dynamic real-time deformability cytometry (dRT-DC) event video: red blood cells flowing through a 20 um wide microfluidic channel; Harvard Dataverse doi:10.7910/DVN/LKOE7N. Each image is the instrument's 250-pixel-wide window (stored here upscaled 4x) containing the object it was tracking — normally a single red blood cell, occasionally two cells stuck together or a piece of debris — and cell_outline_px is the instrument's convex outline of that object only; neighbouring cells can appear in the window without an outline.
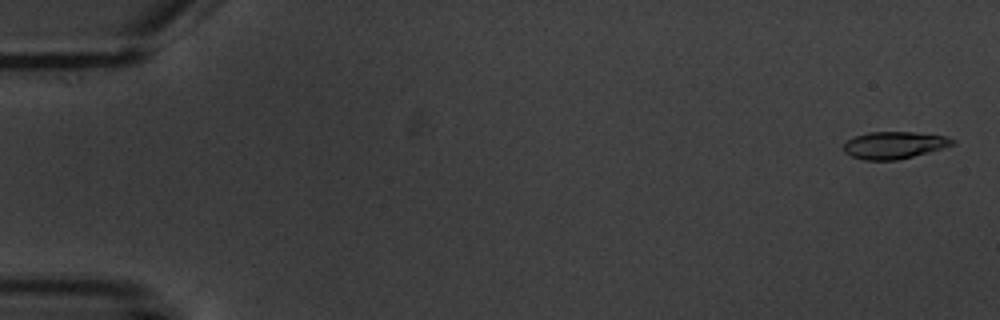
{"species": "common noctule bat (a hibernating species)", "species_latin": "Nyctalus noctula", "temperature_condition": "warm", "stored_images_in_passage": 9, "camera_frame_rate_fps": 3000, "um_per_image_px": 0.085, "animal": {"sex": "male", "body_mass_g": 20.1, "forearm_length_mm": 53.5}, "frame": {"image": 1, "passage_image": 1, "time_ms": 0.0, "image_size_px": [1000, 320], "cell_outline_px": [[956, 144], [928, 152], [896, 160], [864, 160], [852, 156], [844, 152], [844, 144], [848, 140], [856, 136], [868, 132], [912, 132], [948, 136], [956, 140]], "centroid_in_image_um": [76.04, 12.33], "position_along_channel_um": 9.0, "area_um2": 17.11}}
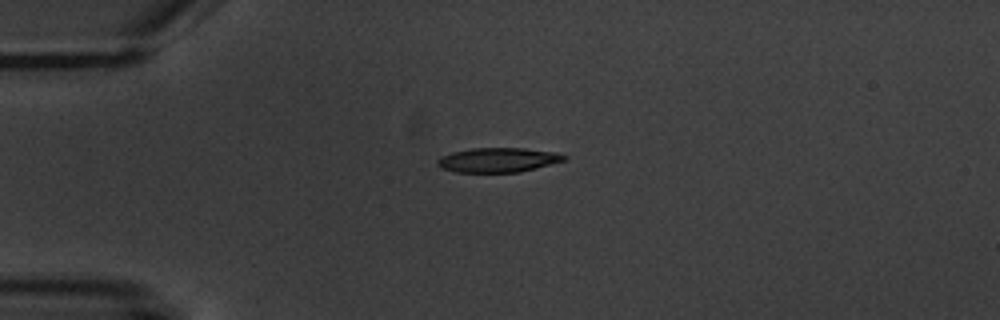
{"frame": {"image": 2, "passage_image": 4, "time_ms": 4.333, "image_size_px": [1000, 320], "cell_outline_px": [[568, 156], [564, 160], [536, 168], [520, 172], [456, 172], [440, 168], [436, 164], [436, 160], [440, 156], [452, 152], [472, 148], [524, 148], [556, 152]], "centroid_in_image_um": [42.29, 13.59], "position_along_channel_um": 42.7, "area_um2": 18.15}}